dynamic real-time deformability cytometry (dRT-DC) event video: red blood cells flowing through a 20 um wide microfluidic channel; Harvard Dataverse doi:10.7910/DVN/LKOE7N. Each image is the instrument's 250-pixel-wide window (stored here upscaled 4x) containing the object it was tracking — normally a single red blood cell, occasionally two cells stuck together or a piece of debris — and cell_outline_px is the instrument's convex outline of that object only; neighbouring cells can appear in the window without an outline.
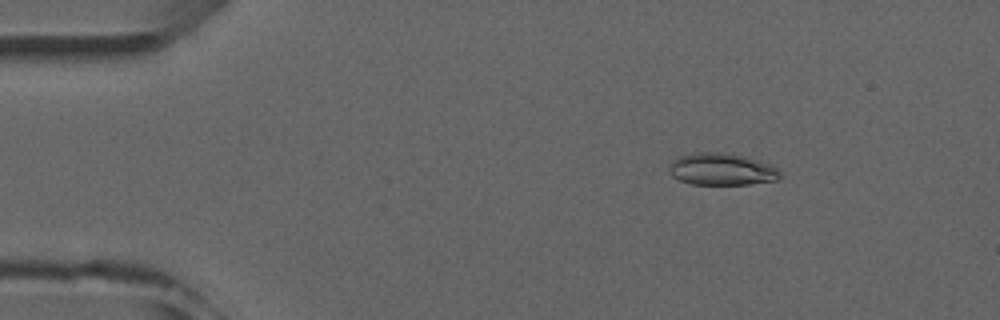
{"species": "common noctule bat (a hibernating species)", "species_latin": "Nyctalus noctula", "temperature_condition": "room temperature", "stored_images_in_passage": 6, "camera_frame_rate_fps": 3000, "um_per_image_px": 0.085, "animal": {"sex": "male", "forearm_length_mm": 52.5}, "frame": {"image": 1, "passage_image": 3, "time_ms": 2.0, "image_size_px": [1000, 320], "cell_outline_px": [[780, 176], [776, 180], [748, 184], [692, 184], [680, 180], [672, 176], [668, 172], [668, 168], [672, 160], [680, 156], [692, 152], [724, 152], [748, 156], [768, 164], [776, 168], [780, 172]], "centroid_in_image_um": [61.3, 14.37], "position_along_channel_um": 23.7, "area_um2": 20.81}}
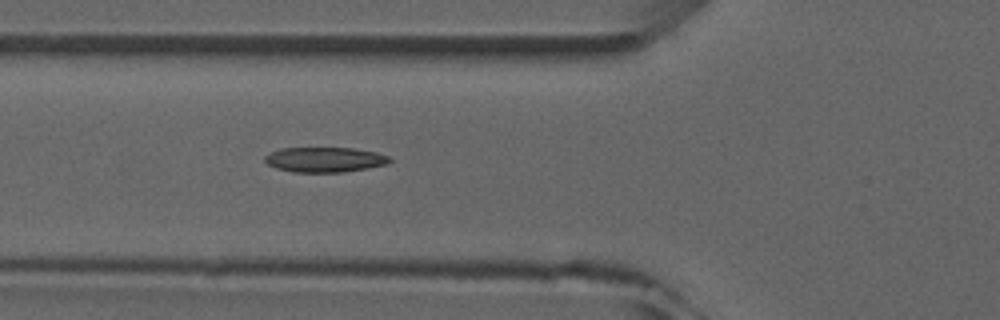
{"frame": {"image": 2, "passage_image": 6, "time_ms": 5.667, "image_size_px": [1000, 320], "cell_outline_px": [[392, 160], [388, 164], [368, 168], [344, 172], [292, 172], [276, 168], [268, 164], [264, 160], [264, 156], [280, 148], [356, 148], [376, 152], [388, 156]], "centroid_in_image_um": [27.62, 13.57], "position_along_channel_um": 98.2, "area_um2": 18.26}}